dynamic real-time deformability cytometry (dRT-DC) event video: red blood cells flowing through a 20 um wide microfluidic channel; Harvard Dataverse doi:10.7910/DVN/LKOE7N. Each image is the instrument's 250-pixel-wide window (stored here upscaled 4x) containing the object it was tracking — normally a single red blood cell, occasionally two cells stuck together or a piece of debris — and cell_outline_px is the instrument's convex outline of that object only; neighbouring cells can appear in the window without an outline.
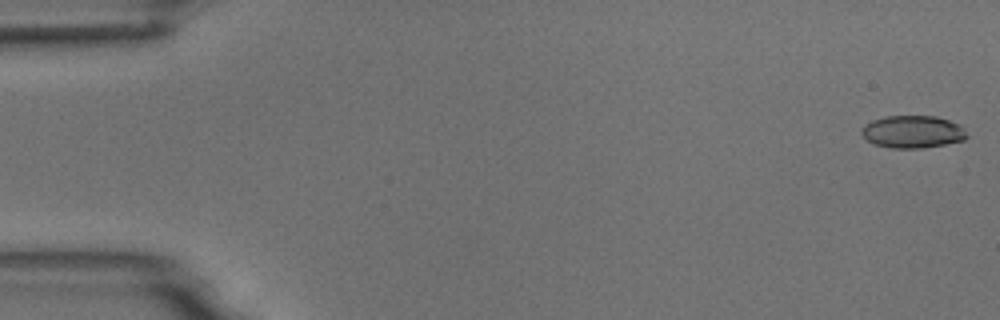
{"species": "common noctule bat (a hibernating species)", "species_latin": "Nyctalus noctula", "temperature_condition": "room temperature", "stored_images_in_passage": 7, "camera_frame_rate_fps": 3000, "um_per_image_px": 0.085, "animal": {"sex": "male", "body_mass_g": 18.8}, "frame": {"image": 1, "passage_image": 1, "time_ms": 0.0, "image_size_px": [1000, 320], "cell_outline_px": [[968, 136], [964, 140], [944, 144], [920, 148], [892, 148], [876, 144], [868, 140], [860, 132], [872, 120], [884, 116], [936, 116], [960, 124], [964, 128]], "centroid_in_image_um": [77.62, 11.19], "position_along_channel_um": 7.4, "area_um2": 19.71}}
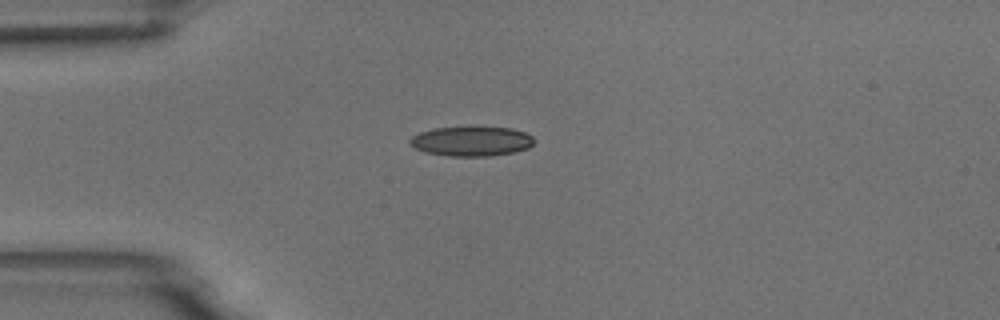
{"frame": {"image": 2, "passage_image": 4, "time_ms": 4.333, "image_size_px": [1000, 320], "cell_outline_px": [[536, 140], [528, 148], [516, 152], [488, 156], [448, 156], [424, 152], [408, 144], [408, 140], [412, 136], [420, 132], [432, 128], [468, 124], [472, 124], [512, 128], [524, 132], [532, 136]], "centroid_in_image_um": [40.06, 11.95], "position_along_channel_um": 44.9, "area_um2": 22.6}}